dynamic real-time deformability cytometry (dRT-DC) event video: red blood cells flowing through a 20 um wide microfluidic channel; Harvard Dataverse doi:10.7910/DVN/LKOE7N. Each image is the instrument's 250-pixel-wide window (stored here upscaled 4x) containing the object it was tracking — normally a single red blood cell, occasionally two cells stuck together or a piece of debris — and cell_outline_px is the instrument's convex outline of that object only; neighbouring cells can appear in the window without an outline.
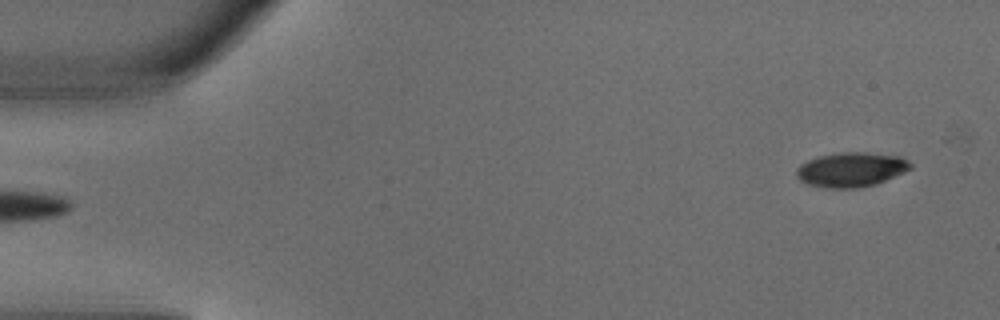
{"species": "common noctule bat (a hibernating species)", "species_latin": "Nyctalus noctula", "temperature_condition": "warm", "stored_images_in_passage": 4, "segment_of_instrument_passage": [2, 2], "camera_frame_rate_fps": 3000, "um_per_image_px": 0.085, "animal": {"sex": "male", "body_mass_g": 18.8}, "frame": {"image": 1, "passage_image": 4, "time_ms": 1.0, "image_size_px": [1000, 320], "cell_outline_px": [[912, 168], [904, 172], [876, 184], [856, 188], [828, 188], [808, 184], [800, 180], [796, 176], [796, 168], [800, 164], [808, 160], [820, 156], [840, 152], [864, 152], [900, 156], [908, 160], [912, 164]], "centroid_in_image_um": [72.35, 14.41], "position_along_channel_um": 12.6, "area_um2": 22.95}}